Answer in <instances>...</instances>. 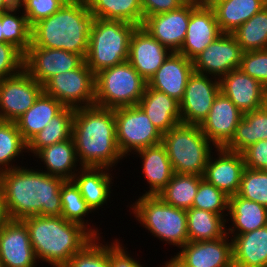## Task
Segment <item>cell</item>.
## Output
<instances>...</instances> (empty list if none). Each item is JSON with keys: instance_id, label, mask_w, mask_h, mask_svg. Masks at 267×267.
Wrapping results in <instances>:
<instances>
[{"instance_id": "obj_1", "label": "cell", "mask_w": 267, "mask_h": 267, "mask_svg": "<svg viewBox=\"0 0 267 267\" xmlns=\"http://www.w3.org/2000/svg\"><path fill=\"white\" fill-rule=\"evenodd\" d=\"M24 166L0 173V189L11 220L61 216L60 190L64 179Z\"/></svg>"}, {"instance_id": "obj_2", "label": "cell", "mask_w": 267, "mask_h": 267, "mask_svg": "<svg viewBox=\"0 0 267 267\" xmlns=\"http://www.w3.org/2000/svg\"><path fill=\"white\" fill-rule=\"evenodd\" d=\"M72 139L80 167L111 169L124 158L116 141L114 109L95 105L75 109Z\"/></svg>"}, {"instance_id": "obj_3", "label": "cell", "mask_w": 267, "mask_h": 267, "mask_svg": "<svg viewBox=\"0 0 267 267\" xmlns=\"http://www.w3.org/2000/svg\"><path fill=\"white\" fill-rule=\"evenodd\" d=\"M94 20L86 0H68L57 12L31 26L29 47L62 49L85 59Z\"/></svg>"}, {"instance_id": "obj_4", "label": "cell", "mask_w": 267, "mask_h": 267, "mask_svg": "<svg viewBox=\"0 0 267 267\" xmlns=\"http://www.w3.org/2000/svg\"><path fill=\"white\" fill-rule=\"evenodd\" d=\"M22 221L28 228L30 242L36 258L64 267L95 237L80 224L69 222L62 216L32 215Z\"/></svg>"}, {"instance_id": "obj_5", "label": "cell", "mask_w": 267, "mask_h": 267, "mask_svg": "<svg viewBox=\"0 0 267 267\" xmlns=\"http://www.w3.org/2000/svg\"><path fill=\"white\" fill-rule=\"evenodd\" d=\"M137 27L124 21L95 18L85 57L94 74L128 61L131 36Z\"/></svg>"}, {"instance_id": "obj_6", "label": "cell", "mask_w": 267, "mask_h": 267, "mask_svg": "<svg viewBox=\"0 0 267 267\" xmlns=\"http://www.w3.org/2000/svg\"><path fill=\"white\" fill-rule=\"evenodd\" d=\"M174 173L203 176L212 152L200 126L179 123L162 137Z\"/></svg>"}, {"instance_id": "obj_7", "label": "cell", "mask_w": 267, "mask_h": 267, "mask_svg": "<svg viewBox=\"0 0 267 267\" xmlns=\"http://www.w3.org/2000/svg\"><path fill=\"white\" fill-rule=\"evenodd\" d=\"M130 208L141 226L161 241L179 249L189 242L186 210L168 205L158 195H142Z\"/></svg>"}, {"instance_id": "obj_8", "label": "cell", "mask_w": 267, "mask_h": 267, "mask_svg": "<svg viewBox=\"0 0 267 267\" xmlns=\"http://www.w3.org/2000/svg\"><path fill=\"white\" fill-rule=\"evenodd\" d=\"M147 86L140 74L125 61L95 74V106L115 109L135 106Z\"/></svg>"}, {"instance_id": "obj_9", "label": "cell", "mask_w": 267, "mask_h": 267, "mask_svg": "<svg viewBox=\"0 0 267 267\" xmlns=\"http://www.w3.org/2000/svg\"><path fill=\"white\" fill-rule=\"evenodd\" d=\"M114 114L116 141L123 157L162 143L163 134L138 105L115 108Z\"/></svg>"}, {"instance_id": "obj_10", "label": "cell", "mask_w": 267, "mask_h": 267, "mask_svg": "<svg viewBox=\"0 0 267 267\" xmlns=\"http://www.w3.org/2000/svg\"><path fill=\"white\" fill-rule=\"evenodd\" d=\"M43 92L73 109L95 105V74L85 61L76 69L51 77Z\"/></svg>"}, {"instance_id": "obj_11", "label": "cell", "mask_w": 267, "mask_h": 267, "mask_svg": "<svg viewBox=\"0 0 267 267\" xmlns=\"http://www.w3.org/2000/svg\"><path fill=\"white\" fill-rule=\"evenodd\" d=\"M43 93V86L24 69L0 81V121L15 122Z\"/></svg>"}, {"instance_id": "obj_12", "label": "cell", "mask_w": 267, "mask_h": 267, "mask_svg": "<svg viewBox=\"0 0 267 267\" xmlns=\"http://www.w3.org/2000/svg\"><path fill=\"white\" fill-rule=\"evenodd\" d=\"M209 77L197 72L189 76L183 98L179 103L181 123L200 126L207 118L220 92L219 79Z\"/></svg>"}, {"instance_id": "obj_13", "label": "cell", "mask_w": 267, "mask_h": 267, "mask_svg": "<svg viewBox=\"0 0 267 267\" xmlns=\"http://www.w3.org/2000/svg\"><path fill=\"white\" fill-rule=\"evenodd\" d=\"M242 54L236 38L230 33H222L192 60L194 72L220 79L239 69Z\"/></svg>"}, {"instance_id": "obj_14", "label": "cell", "mask_w": 267, "mask_h": 267, "mask_svg": "<svg viewBox=\"0 0 267 267\" xmlns=\"http://www.w3.org/2000/svg\"><path fill=\"white\" fill-rule=\"evenodd\" d=\"M85 59L62 49L29 47L23 69L42 86L53 76L78 68Z\"/></svg>"}, {"instance_id": "obj_15", "label": "cell", "mask_w": 267, "mask_h": 267, "mask_svg": "<svg viewBox=\"0 0 267 267\" xmlns=\"http://www.w3.org/2000/svg\"><path fill=\"white\" fill-rule=\"evenodd\" d=\"M197 5L186 2L178 9L148 16L141 27L171 52H178L186 37L191 11Z\"/></svg>"}, {"instance_id": "obj_16", "label": "cell", "mask_w": 267, "mask_h": 267, "mask_svg": "<svg viewBox=\"0 0 267 267\" xmlns=\"http://www.w3.org/2000/svg\"><path fill=\"white\" fill-rule=\"evenodd\" d=\"M243 115L236 105L220 91L200 128L214 148H222L233 138Z\"/></svg>"}, {"instance_id": "obj_17", "label": "cell", "mask_w": 267, "mask_h": 267, "mask_svg": "<svg viewBox=\"0 0 267 267\" xmlns=\"http://www.w3.org/2000/svg\"><path fill=\"white\" fill-rule=\"evenodd\" d=\"M37 258L22 220H9L0 229V263L2 267H36Z\"/></svg>"}, {"instance_id": "obj_18", "label": "cell", "mask_w": 267, "mask_h": 267, "mask_svg": "<svg viewBox=\"0 0 267 267\" xmlns=\"http://www.w3.org/2000/svg\"><path fill=\"white\" fill-rule=\"evenodd\" d=\"M221 34L214 9L198 4L191 11L186 37L177 53L193 60Z\"/></svg>"}, {"instance_id": "obj_19", "label": "cell", "mask_w": 267, "mask_h": 267, "mask_svg": "<svg viewBox=\"0 0 267 267\" xmlns=\"http://www.w3.org/2000/svg\"><path fill=\"white\" fill-rule=\"evenodd\" d=\"M220 91L244 114L267 105V89L240 69L219 79Z\"/></svg>"}, {"instance_id": "obj_20", "label": "cell", "mask_w": 267, "mask_h": 267, "mask_svg": "<svg viewBox=\"0 0 267 267\" xmlns=\"http://www.w3.org/2000/svg\"><path fill=\"white\" fill-rule=\"evenodd\" d=\"M216 155H210L203 179L223 191L227 196L236 195L240 188L245 162L241 153L216 148Z\"/></svg>"}, {"instance_id": "obj_21", "label": "cell", "mask_w": 267, "mask_h": 267, "mask_svg": "<svg viewBox=\"0 0 267 267\" xmlns=\"http://www.w3.org/2000/svg\"><path fill=\"white\" fill-rule=\"evenodd\" d=\"M171 53L144 28L138 26L131 36L128 62L148 82Z\"/></svg>"}, {"instance_id": "obj_22", "label": "cell", "mask_w": 267, "mask_h": 267, "mask_svg": "<svg viewBox=\"0 0 267 267\" xmlns=\"http://www.w3.org/2000/svg\"><path fill=\"white\" fill-rule=\"evenodd\" d=\"M229 237L225 234L216 240L188 242L175 257L187 267H234Z\"/></svg>"}, {"instance_id": "obj_23", "label": "cell", "mask_w": 267, "mask_h": 267, "mask_svg": "<svg viewBox=\"0 0 267 267\" xmlns=\"http://www.w3.org/2000/svg\"><path fill=\"white\" fill-rule=\"evenodd\" d=\"M193 72L192 60L177 52H172L149 79L147 86L167 94L180 103L188 78Z\"/></svg>"}, {"instance_id": "obj_24", "label": "cell", "mask_w": 267, "mask_h": 267, "mask_svg": "<svg viewBox=\"0 0 267 267\" xmlns=\"http://www.w3.org/2000/svg\"><path fill=\"white\" fill-rule=\"evenodd\" d=\"M137 105L162 134L181 123L179 102L163 92L146 86Z\"/></svg>"}, {"instance_id": "obj_25", "label": "cell", "mask_w": 267, "mask_h": 267, "mask_svg": "<svg viewBox=\"0 0 267 267\" xmlns=\"http://www.w3.org/2000/svg\"><path fill=\"white\" fill-rule=\"evenodd\" d=\"M72 181L92 211L100 209L110 198L112 174L106 167H79Z\"/></svg>"}, {"instance_id": "obj_26", "label": "cell", "mask_w": 267, "mask_h": 267, "mask_svg": "<svg viewBox=\"0 0 267 267\" xmlns=\"http://www.w3.org/2000/svg\"><path fill=\"white\" fill-rule=\"evenodd\" d=\"M142 159V174L149 184L143 195L156 196L171 180L174 171L165 146L160 143L136 152Z\"/></svg>"}, {"instance_id": "obj_27", "label": "cell", "mask_w": 267, "mask_h": 267, "mask_svg": "<svg viewBox=\"0 0 267 267\" xmlns=\"http://www.w3.org/2000/svg\"><path fill=\"white\" fill-rule=\"evenodd\" d=\"M234 267L267 265V225L231 238Z\"/></svg>"}, {"instance_id": "obj_28", "label": "cell", "mask_w": 267, "mask_h": 267, "mask_svg": "<svg viewBox=\"0 0 267 267\" xmlns=\"http://www.w3.org/2000/svg\"><path fill=\"white\" fill-rule=\"evenodd\" d=\"M232 225L226 229L231 237L245 234L267 225V208L261 204L240 197L238 194L229 197L228 213Z\"/></svg>"}, {"instance_id": "obj_29", "label": "cell", "mask_w": 267, "mask_h": 267, "mask_svg": "<svg viewBox=\"0 0 267 267\" xmlns=\"http://www.w3.org/2000/svg\"><path fill=\"white\" fill-rule=\"evenodd\" d=\"M222 33H233L239 26L257 14L267 0H211Z\"/></svg>"}, {"instance_id": "obj_30", "label": "cell", "mask_w": 267, "mask_h": 267, "mask_svg": "<svg viewBox=\"0 0 267 267\" xmlns=\"http://www.w3.org/2000/svg\"><path fill=\"white\" fill-rule=\"evenodd\" d=\"M64 108L56 98L43 92L33 106L15 121L23 140L28 143Z\"/></svg>"}, {"instance_id": "obj_31", "label": "cell", "mask_w": 267, "mask_h": 267, "mask_svg": "<svg viewBox=\"0 0 267 267\" xmlns=\"http://www.w3.org/2000/svg\"><path fill=\"white\" fill-rule=\"evenodd\" d=\"M35 157L44 163L46 174L60 177L64 180H72L78 169V159L73 139L46 146L39 150ZM73 170V171H72ZM76 171V172H75Z\"/></svg>"}, {"instance_id": "obj_32", "label": "cell", "mask_w": 267, "mask_h": 267, "mask_svg": "<svg viewBox=\"0 0 267 267\" xmlns=\"http://www.w3.org/2000/svg\"><path fill=\"white\" fill-rule=\"evenodd\" d=\"M260 140H267V105L244 113L233 138L224 148L241 153L248 146Z\"/></svg>"}, {"instance_id": "obj_33", "label": "cell", "mask_w": 267, "mask_h": 267, "mask_svg": "<svg viewBox=\"0 0 267 267\" xmlns=\"http://www.w3.org/2000/svg\"><path fill=\"white\" fill-rule=\"evenodd\" d=\"M187 212V230L189 242L210 241L222 238L226 234V217L206 210L190 208Z\"/></svg>"}, {"instance_id": "obj_34", "label": "cell", "mask_w": 267, "mask_h": 267, "mask_svg": "<svg viewBox=\"0 0 267 267\" xmlns=\"http://www.w3.org/2000/svg\"><path fill=\"white\" fill-rule=\"evenodd\" d=\"M95 18L119 20L142 26L141 0H86Z\"/></svg>"}, {"instance_id": "obj_35", "label": "cell", "mask_w": 267, "mask_h": 267, "mask_svg": "<svg viewBox=\"0 0 267 267\" xmlns=\"http://www.w3.org/2000/svg\"><path fill=\"white\" fill-rule=\"evenodd\" d=\"M75 109L65 107L37 133L28 143L27 152L34 155L46 146L60 143L72 138V127ZM30 150V151H29Z\"/></svg>"}, {"instance_id": "obj_36", "label": "cell", "mask_w": 267, "mask_h": 267, "mask_svg": "<svg viewBox=\"0 0 267 267\" xmlns=\"http://www.w3.org/2000/svg\"><path fill=\"white\" fill-rule=\"evenodd\" d=\"M202 178L198 175L174 173L158 196L168 205L188 210L192 208Z\"/></svg>"}, {"instance_id": "obj_37", "label": "cell", "mask_w": 267, "mask_h": 267, "mask_svg": "<svg viewBox=\"0 0 267 267\" xmlns=\"http://www.w3.org/2000/svg\"><path fill=\"white\" fill-rule=\"evenodd\" d=\"M60 195L62 204L61 216L69 222L85 227L94 237H99L98 228H90L87 223L88 220L85 222L84 217L93 211L83 199L76 184L72 180H65L62 184Z\"/></svg>"}, {"instance_id": "obj_38", "label": "cell", "mask_w": 267, "mask_h": 267, "mask_svg": "<svg viewBox=\"0 0 267 267\" xmlns=\"http://www.w3.org/2000/svg\"><path fill=\"white\" fill-rule=\"evenodd\" d=\"M231 34L243 52L267 49V5Z\"/></svg>"}, {"instance_id": "obj_39", "label": "cell", "mask_w": 267, "mask_h": 267, "mask_svg": "<svg viewBox=\"0 0 267 267\" xmlns=\"http://www.w3.org/2000/svg\"><path fill=\"white\" fill-rule=\"evenodd\" d=\"M26 150L27 143L23 140L16 122L0 121V173L18 168L12 162L22 152H27Z\"/></svg>"}, {"instance_id": "obj_40", "label": "cell", "mask_w": 267, "mask_h": 267, "mask_svg": "<svg viewBox=\"0 0 267 267\" xmlns=\"http://www.w3.org/2000/svg\"><path fill=\"white\" fill-rule=\"evenodd\" d=\"M20 10H7L1 13L4 42L12 44L23 55L31 45V26L24 13L17 16Z\"/></svg>"}, {"instance_id": "obj_41", "label": "cell", "mask_w": 267, "mask_h": 267, "mask_svg": "<svg viewBox=\"0 0 267 267\" xmlns=\"http://www.w3.org/2000/svg\"><path fill=\"white\" fill-rule=\"evenodd\" d=\"M228 206L229 196L202 178L192 208L216 213L224 218L228 216L224 213L225 211L228 212Z\"/></svg>"}, {"instance_id": "obj_42", "label": "cell", "mask_w": 267, "mask_h": 267, "mask_svg": "<svg viewBox=\"0 0 267 267\" xmlns=\"http://www.w3.org/2000/svg\"><path fill=\"white\" fill-rule=\"evenodd\" d=\"M237 194L267 208V170L245 168Z\"/></svg>"}, {"instance_id": "obj_43", "label": "cell", "mask_w": 267, "mask_h": 267, "mask_svg": "<svg viewBox=\"0 0 267 267\" xmlns=\"http://www.w3.org/2000/svg\"><path fill=\"white\" fill-rule=\"evenodd\" d=\"M95 237L77 252L64 267H109L108 244L100 243Z\"/></svg>"}, {"instance_id": "obj_44", "label": "cell", "mask_w": 267, "mask_h": 267, "mask_svg": "<svg viewBox=\"0 0 267 267\" xmlns=\"http://www.w3.org/2000/svg\"><path fill=\"white\" fill-rule=\"evenodd\" d=\"M239 69L267 89V49L243 52Z\"/></svg>"}, {"instance_id": "obj_45", "label": "cell", "mask_w": 267, "mask_h": 267, "mask_svg": "<svg viewBox=\"0 0 267 267\" xmlns=\"http://www.w3.org/2000/svg\"><path fill=\"white\" fill-rule=\"evenodd\" d=\"M24 55L12 44L0 43V81L23 70Z\"/></svg>"}, {"instance_id": "obj_46", "label": "cell", "mask_w": 267, "mask_h": 267, "mask_svg": "<svg viewBox=\"0 0 267 267\" xmlns=\"http://www.w3.org/2000/svg\"><path fill=\"white\" fill-rule=\"evenodd\" d=\"M68 0H26L22 12L30 26L57 12Z\"/></svg>"}, {"instance_id": "obj_47", "label": "cell", "mask_w": 267, "mask_h": 267, "mask_svg": "<svg viewBox=\"0 0 267 267\" xmlns=\"http://www.w3.org/2000/svg\"><path fill=\"white\" fill-rule=\"evenodd\" d=\"M245 167L254 170H267V140H260L241 152Z\"/></svg>"}, {"instance_id": "obj_48", "label": "cell", "mask_w": 267, "mask_h": 267, "mask_svg": "<svg viewBox=\"0 0 267 267\" xmlns=\"http://www.w3.org/2000/svg\"><path fill=\"white\" fill-rule=\"evenodd\" d=\"M124 248L118 239L108 245L109 267H143Z\"/></svg>"}, {"instance_id": "obj_49", "label": "cell", "mask_w": 267, "mask_h": 267, "mask_svg": "<svg viewBox=\"0 0 267 267\" xmlns=\"http://www.w3.org/2000/svg\"><path fill=\"white\" fill-rule=\"evenodd\" d=\"M185 3V0H141L143 20L148 16L178 9Z\"/></svg>"}, {"instance_id": "obj_50", "label": "cell", "mask_w": 267, "mask_h": 267, "mask_svg": "<svg viewBox=\"0 0 267 267\" xmlns=\"http://www.w3.org/2000/svg\"><path fill=\"white\" fill-rule=\"evenodd\" d=\"M10 220L3 194L0 189V229Z\"/></svg>"}, {"instance_id": "obj_51", "label": "cell", "mask_w": 267, "mask_h": 267, "mask_svg": "<svg viewBox=\"0 0 267 267\" xmlns=\"http://www.w3.org/2000/svg\"><path fill=\"white\" fill-rule=\"evenodd\" d=\"M2 2L8 10H20L24 8L26 0H2Z\"/></svg>"}, {"instance_id": "obj_52", "label": "cell", "mask_w": 267, "mask_h": 267, "mask_svg": "<svg viewBox=\"0 0 267 267\" xmlns=\"http://www.w3.org/2000/svg\"><path fill=\"white\" fill-rule=\"evenodd\" d=\"M163 267H187L183 265L174 255L169 261H166Z\"/></svg>"}, {"instance_id": "obj_53", "label": "cell", "mask_w": 267, "mask_h": 267, "mask_svg": "<svg viewBox=\"0 0 267 267\" xmlns=\"http://www.w3.org/2000/svg\"><path fill=\"white\" fill-rule=\"evenodd\" d=\"M186 2H192L196 4H210L211 0H185Z\"/></svg>"}, {"instance_id": "obj_54", "label": "cell", "mask_w": 267, "mask_h": 267, "mask_svg": "<svg viewBox=\"0 0 267 267\" xmlns=\"http://www.w3.org/2000/svg\"><path fill=\"white\" fill-rule=\"evenodd\" d=\"M4 42V36H3V26L1 24V13H0V43Z\"/></svg>"}, {"instance_id": "obj_55", "label": "cell", "mask_w": 267, "mask_h": 267, "mask_svg": "<svg viewBox=\"0 0 267 267\" xmlns=\"http://www.w3.org/2000/svg\"><path fill=\"white\" fill-rule=\"evenodd\" d=\"M8 9L4 6L2 0H0V13L7 11Z\"/></svg>"}]
</instances>
